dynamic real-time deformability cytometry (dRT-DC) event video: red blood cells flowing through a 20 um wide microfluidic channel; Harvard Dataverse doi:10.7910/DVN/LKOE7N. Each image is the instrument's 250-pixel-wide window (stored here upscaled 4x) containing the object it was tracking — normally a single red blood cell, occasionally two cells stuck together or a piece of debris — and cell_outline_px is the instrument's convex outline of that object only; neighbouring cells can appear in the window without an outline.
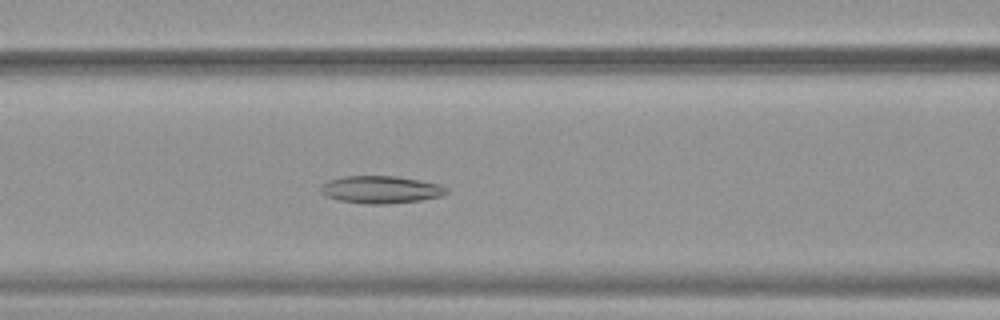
{"species": "common noctule bat (a hibernating species)", "species_latin": "Nyctalus noctula", "temperature_condition": "warm", "stored_images_in_passage": 40, "camera_frame_rate_fps": 3000, "um_per_image_px": 0.085, "animal": {"sex": "female", "body_mass_g": 19.9}, "frame": {"image": 1, "passage_image": 10, "time_ms": 3.0, "image_size_px": [1000, 320], "cell_outline_px": [[448, 192], [440, 196], [420, 200], [384, 204], [368, 204], [340, 200], [328, 196], [320, 192], [320, 188], [328, 180], [344, 176], [396, 176], [440, 184], [448, 188]], "centroid_in_image_um": [32.38, 16.11], "position_along_channel_um": 134.2, "area_um2": 19.88}}
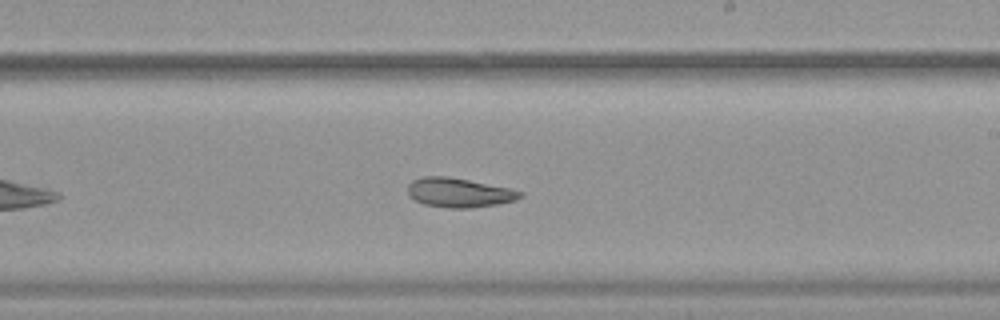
{"frame": {"image": 2, "passage_image": 19, "time_ms": 6.0, "image_size_px": [1000, 320], "cell_outline_px": [[524, 196], [512, 200], [496, 204], [468, 208], [448, 208], [424, 204], [408, 196], [408, 184], [412, 180], [424, 176], [448, 176], [508, 188], [524, 192]], "centroid_in_image_um": [38.98, 16.37], "position_along_channel_um": 250.0, "area_um2": 19.02}}
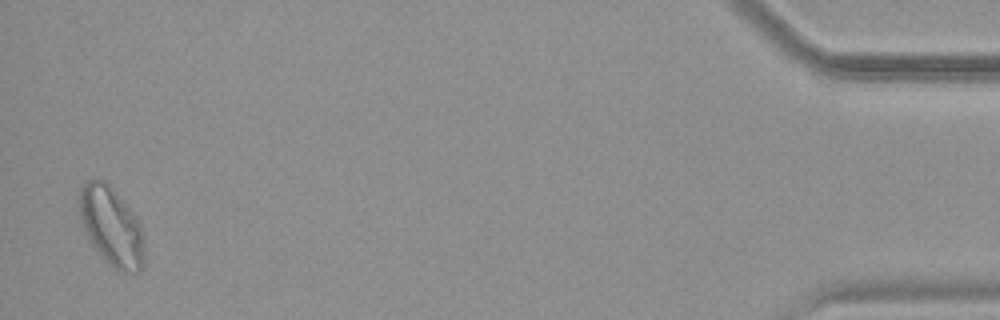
{"frame": {"image": 3, "passage_image": 39, "time_ms": 12.667, "image_size_px": [1000, 320], "cell_outline_px": [[144, 264], [140, 272], [116, 272], [104, 260], [84, 232], [80, 216], [80, 192], [84, 180], [104, 180], [112, 188], [140, 220], [144, 236]], "centroid_in_image_um": [9.51, 19.29], "position_along_channel_um": 425.7, "area_um2": 30.11}, "authors_computed_cell_mechanics": {"area_um2": 20.8369, "velocity_mm_per_s": 3.8741, "shape_relaxation_time_tau1_ms": null, "shape_relaxation_time_tau2_ms": 4.072, "deformation_change_tau1": null, "deformation_change_tau2": 0.1135}}